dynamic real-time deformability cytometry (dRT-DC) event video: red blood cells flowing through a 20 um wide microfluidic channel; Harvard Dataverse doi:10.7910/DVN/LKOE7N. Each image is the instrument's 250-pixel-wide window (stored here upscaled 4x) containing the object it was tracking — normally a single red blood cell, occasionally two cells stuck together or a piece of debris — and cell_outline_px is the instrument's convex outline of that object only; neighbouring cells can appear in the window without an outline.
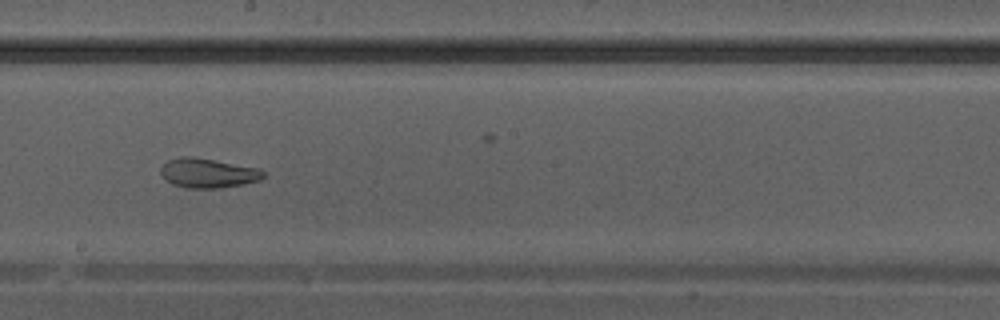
{"species": "Egyptian fruit bat (a non-hibernating species)", "species_latin": "Rousettus aegyptiacus", "temperature_condition": "warm", "stored_images_in_passage": 41, "camera_frame_rate_fps": 3000, "um_per_image_px": 0.085, "animal": {"sex": "male"}, "frame": {"image": 1, "passage_image": 24, "time_ms": 7.667, "image_size_px": [1000, 320], "cell_outline_px": [[264, 176], [260, 180], [220, 188], [184, 188], [172, 184], [160, 172], [160, 168], [168, 160], [180, 156], [192, 156], [260, 168], [264, 172]], "centroid_in_image_um": [17.67, 14.7], "position_along_channel_um": 230.5, "area_um2": 17.57}}